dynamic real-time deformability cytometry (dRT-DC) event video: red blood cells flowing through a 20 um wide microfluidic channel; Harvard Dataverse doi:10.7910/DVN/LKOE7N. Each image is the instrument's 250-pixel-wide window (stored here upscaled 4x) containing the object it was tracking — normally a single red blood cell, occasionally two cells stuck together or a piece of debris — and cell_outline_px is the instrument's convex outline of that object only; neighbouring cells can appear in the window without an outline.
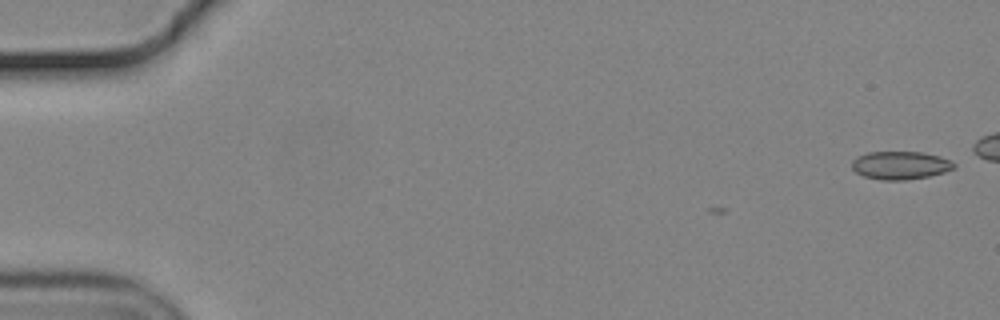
{"species": "common noctule bat (a hibernating species)", "species_latin": "Nyctalus noctula", "temperature_condition": "cold", "stored_images_in_passage": 2, "camera_frame_rate_fps": 3000, "um_per_image_px": 0.085, "animal": {"sex": "male", "body_mass_g": 19.2, "forearm_length_mm": 51.8}, "frame": {"image": 1, "passage_image": 2, "time_ms": 0.333, "image_size_px": [1000, 320], "cell_outline_px": [[956, 168], [944, 172], [928, 176], [904, 180], [880, 180], [864, 176], [856, 172], [852, 168], [852, 160], [856, 156], [868, 152], [924, 152], [940, 156], [952, 160], [956, 164]], "centroid_in_image_um": [76.55, 14.04], "position_along_channel_um": 8.5, "area_um2": 16.88}}